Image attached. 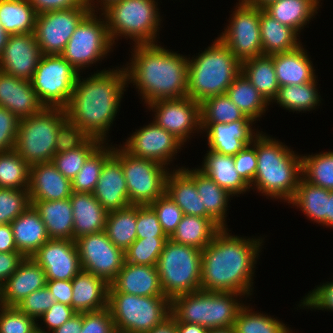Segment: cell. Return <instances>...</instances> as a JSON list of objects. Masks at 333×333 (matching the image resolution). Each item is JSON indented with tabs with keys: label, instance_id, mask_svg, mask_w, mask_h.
<instances>
[{
	"label": "cell",
	"instance_id": "cell-1",
	"mask_svg": "<svg viewBox=\"0 0 333 333\" xmlns=\"http://www.w3.org/2000/svg\"><path fill=\"white\" fill-rule=\"evenodd\" d=\"M221 228L201 254V290L251 295L254 264L263 243ZM261 240V241H260Z\"/></svg>",
	"mask_w": 333,
	"mask_h": 333
},
{
	"label": "cell",
	"instance_id": "cell-2",
	"mask_svg": "<svg viewBox=\"0 0 333 333\" xmlns=\"http://www.w3.org/2000/svg\"><path fill=\"white\" fill-rule=\"evenodd\" d=\"M80 78L78 75L73 94L64 108L67 119L91 138L105 143L127 85L126 70L124 67L103 70L87 79Z\"/></svg>",
	"mask_w": 333,
	"mask_h": 333
},
{
	"label": "cell",
	"instance_id": "cell-3",
	"mask_svg": "<svg viewBox=\"0 0 333 333\" xmlns=\"http://www.w3.org/2000/svg\"><path fill=\"white\" fill-rule=\"evenodd\" d=\"M132 62L124 67L146 104L187 96L188 58L158 44H134Z\"/></svg>",
	"mask_w": 333,
	"mask_h": 333
},
{
	"label": "cell",
	"instance_id": "cell-4",
	"mask_svg": "<svg viewBox=\"0 0 333 333\" xmlns=\"http://www.w3.org/2000/svg\"><path fill=\"white\" fill-rule=\"evenodd\" d=\"M256 154V175L250 188L256 186L257 191L268 197L289 202L302 177L301 155L262 132L256 136Z\"/></svg>",
	"mask_w": 333,
	"mask_h": 333
},
{
	"label": "cell",
	"instance_id": "cell-5",
	"mask_svg": "<svg viewBox=\"0 0 333 333\" xmlns=\"http://www.w3.org/2000/svg\"><path fill=\"white\" fill-rule=\"evenodd\" d=\"M198 55L188 58L187 96L201 103L226 93L241 72V62L219 38Z\"/></svg>",
	"mask_w": 333,
	"mask_h": 333
},
{
	"label": "cell",
	"instance_id": "cell-6",
	"mask_svg": "<svg viewBox=\"0 0 333 333\" xmlns=\"http://www.w3.org/2000/svg\"><path fill=\"white\" fill-rule=\"evenodd\" d=\"M235 296L242 294L204 290L185 293L171 300L170 315L175 322L199 324L207 329L231 327L244 306Z\"/></svg>",
	"mask_w": 333,
	"mask_h": 333
},
{
	"label": "cell",
	"instance_id": "cell-7",
	"mask_svg": "<svg viewBox=\"0 0 333 333\" xmlns=\"http://www.w3.org/2000/svg\"><path fill=\"white\" fill-rule=\"evenodd\" d=\"M155 0H120L111 3L102 12L109 36L114 43L123 35L134 44H155L161 19Z\"/></svg>",
	"mask_w": 333,
	"mask_h": 333
},
{
	"label": "cell",
	"instance_id": "cell-8",
	"mask_svg": "<svg viewBox=\"0 0 333 333\" xmlns=\"http://www.w3.org/2000/svg\"><path fill=\"white\" fill-rule=\"evenodd\" d=\"M202 250L168 239L156 264L165 297L201 290Z\"/></svg>",
	"mask_w": 333,
	"mask_h": 333
},
{
	"label": "cell",
	"instance_id": "cell-9",
	"mask_svg": "<svg viewBox=\"0 0 333 333\" xmlns=\"http://www.w3.org/2000/svg\"><path fill=\"white\" fill-rule=\"evenodd\" d=\"M67 119L64 108L45 107L19 120L14 150L29 165L51 162L56 154L58 128Z\"/></svg>",
	"mask_w": 333,
	"mask_h": 333
},
{
	"label": "cell",
	"instance_id": "cell-10",
	"mask_svg": "<svg viewBox=\"0 0 333 333\" xmlns=\"http://www.w3.org/2000/svg\"><path fill=\"white\" fill-rule=\"evenodd\" d=\"M108 308L117 331L146 333L170 316L171 301L165 296L108 292Z\"/></svg>",
	"mask_w": 333,
	"mask_h": 333
},
{
	"label": "cell",
	"instance_id": "cell-11",
	"mask_svg": "<svg viewBox=\"0 0 333 333\" xmlns=\"http://www.w3.org/2000/svg\"><path fill=\"white\" fill-rule=\"evenodd\" d=\"M119 147L113 154L121 161L130 204L150 205L165 193L169 171L154 160L135 157Z\"/></svg>",
	"mask_w": 333,
	"mask_h": 333
},
{
	"label": "cell",
	"instance_id": "cell-12",
	"mask_svg": "<svg viewBox=\"0 0 333 333\" xmlns=\"http://www.w3.org/2000/svg\"><path fill=\"white\" fill-rule=\"evenodd\" d=\"M79 72L61 55H42L30 80L45 107L65 108L73 94Z\"/></svg>",
	"mask_w": 333,
	"mask_h": 333
},
{
	"label": "cell",
	"instance_id": "cell-13",
	"mask_svg": "<svg viewBox=\"0 0 333 333\" xmlns=\"http://www.w3.org/2000/svg\"><path fill=\"white\" fill-rule=\"evenodd\" d=\"M113 44L105 18L98 19L90 12L78 24L61 56L79 72L104 58Z\"/></svg>",
	"mask_w": 333,
	"mask_h": 333
},
{
	"label": "cell",
	"instance_id": "cell-14",
	"mask_svg": "<svg viewBox=\"0 0 333 333\" xmlns=\"http://www.w3.org/2000/svg\"><path fill=\"white\" fill-rule=\"evenodd\" d=\"M238 6V7H237ZM233 11L230 24L219 38L242 63L247 59L263 55L260 34V8L243 0Z\"/></svg>",
	"mask_w": 333,
	"mask_h": 333
},
{
	"label": "cell",
	"instance_id": "cell-15",
	"mask_svg": "<svg viewBox=\"0 0 333 333\" xmlns=\"http://www.w3.org/2000/svg\"><path fill=\"white\" fill-rule=\"evenodd\" d=\"M91 12L75 7L37 14L34 35L44 55H61L78 24Z\"/></svg>",
	"mask_w": 333,
	"mask_h": 333
},
{
	"label": "cell",
	"instance_id": "cell-16",
	"mask_svg": "<svg viewBox=\"0 0 333 333\" xmlns=\"http://www.w3.org/2000/svg\"><path fill=\"white\" fill-rule=\"evenodd\" d=\"M74 241L82 270L110 284L123 267L124 251L111 242L105 231L83 235Z\"/></svg>",
	"mask_w": 333,
	"mask_h": 333
},
{
	"label": "cell",
	"instance_id": "cell-17",
	"mask_svg": "<svg viewBox=\"0 0 333 333\" xmlns=\"http://www.w3.org/2000/svg\"><path fill=\"white\" fill-rule=\"evenodd\" d=\"M147 106L156 112L154 122L183 144L193 131H201L200 103L188 96L158 100Z\"/></svg>",
	"mask_w": 333,
	"mask_h": 333
},
{
	"label": "cell",
	"instance_id": "cell-18",
	"mask_svg": "<svg viewBox=\"0 0 333 333\" xmlns=\"http://www.w3.org/2000/svg\"><path fill=\"white\" fill-rule=\"evenodd\" d=\"M131 137V138H130ZM123 148L131 155L168 165L183 143L154 121L130 136ZM168 162V163H167Z\"/></svg>",
	"mask_w": 333,
	"mask_h": 333
},
{
	"label": "cell",
	"instance_id": "cell-19",
	"mask_svg": "<svg viewBox=\"0 0 333 333\" xmlns=\"http://www.w3.org/2000/svg\"><path fill=\"white\" fill-rule=\"evenodd\" d=\"M31 258L44 269L46 280H72L82 270L73 240L49 239Z\"/></svg>",
	"mask_w": 333,
	"mask_h": 333
},
{
	"label": "cell",
	"instance_id": "cell-20",
	"mask_svg": "<svg viewBox=\"0 0 333 333\" xmlns=\"http://www.w3.org/2000/svg\"><path fill=\"white\" fill-rule=\"evenodd\" d=\"M42 55L34 32L11 34L0 54V70L30 81Z\"/></svg>",
	"mask_w": 333,
	"mask_h": 333
},
{
	"label": "cell",
	"instance_id": "cell-21",
	"mask_svg": "<svg viewBox=\"0 0 333 333\" xmlns=\"http://www.w3.org/2000/svg\"><path fill=\"white\" fill-rule=\"evenodd\" d=\"M253 122L245 116L231 123H201V130L207 132L209 150L235 156L245 146L252 144L258 135L252 130Z\"/></svg>",
	"mask_w": 333,
	"mask_h": 333
},
{
	"label": "cell",
	"instance_id": "cell-22",
	"mask_svg": "<svg viewBox=\"0 0 333 333\" xmlns=\"http://www.w3.org/2000/svg\"><path fill=\"white\" fill-rule=\"evenodd\" d=\"M0 106L8 109L19 119L33 116L45 108L30 81L1 70Z\"/></svg>",
	"mask_w": 333,
	"mask_h": 333
},
{
	"label": "cell",
	"instance_id": "cell-23",
	"mask_svg": "<svg viewBox=\"0 0 333 333\" xmlns=\"http://www.w3.org/2000/svg\"><path fill=\"white\" fill-rule=\"evenodd\" d=\"M46 286L44 269L25 257L17 270L0 286V305L16 306L32 292Z\"/></svg>",
	"mask_w": 333,
	"mask_h": 333
},
{
	"label": "cell",
	"instance_id": "cell-24",
	"mask_svg": "<svg viewBox=\"0 0 333 333\" xmlns=\"http://www.w3.org/2000/svg\"><path fill=\"white\" fill-rule=\"evenodd\" d=\"M108 292H122L137 296H165L156 265L124 262Z\"/></svg>",
	"mask_w": 333,
	"mask_h": 333
},
{
	"label": "cell",
	"instance_id": "cell-25",
	"mask_svg": "<svg viewBox=\"0 0 333 333\" xmlns=\"http://www.w3.org/2000/svg\"><path fill=\"white\" fill-rule=\"evenodd\" d=\"M93 195L108 212L131 205L122 164L114 154L105 161Z\"/></svg>",
	"mask_w": 333,
	"mask_h": 333
},
{
	"label": "cell",
	"instance_id": "cell-26",
	"mask_svg": "<svg viewBox=\"0 0 333 333\" xmlns=\"http://www.w3.org/2000/svg\"><path fill=\"white\" fill-rule=\"evenodd\" d=\"M28 192L30 200H64L71 196V181L52 162L37 163L30 166Z\"/></svg>",
	"mask_w": 333,
	"mask_h": 333
},
{
	"label": "cell",
	"instance_id": "cell-27",
	"mask_svg": "<svg viewBox=\"0 0 333 333\" xmlns=\"http://www.w3.org/2000/svg\"><path fill=\"white\" fill-rule=\"evenodd\" d=\"M109 284L101 277L81 270L72 279L71 307L77 313L93 312L108 307Z\"/></svg>",
	"mask_w": 333,
	"mask_h": 333
},
{
	"label": "cell",
	"instance_id": "cell-28",
	"mask_svg": "<svg viewBox=\"0 0 333 333\" xmlns=\"http://www.w3.org/2000/svg\"><path fill=\"white\" fill-rule=\"evenodd\" d=\"M73 241L83 235L105 231L108 211L97 201L93 193L72 191Z\"/></svg>",
	"mask_w": 333,
	"mask_h": 333
},
{
	"label": "cell",
	"instance_id": "cell-29",
	"mask_svg": "<svg viewBox=\"0 0 333 333\" xmlns=\"http://www.w3.org/2000/svg\"><path fill=\"white\" fill-rule=\"evenodd\" d=\"M10 226L17 250L24 257H31L50 239L44 222L32 205L16 217Z\"/></svg>",
	"mask_w": 333,
	"mask_h": 333
},
{
	"label": "cell",
	"instance_id": "cell-30",
	"mask_svg": "<svg viewBox=\"0 0 333 333\" xmlns=\"http://www.w3.org/2000/svg\"><path fill=\"white\" fill-rule=\"evenodd\" d=\"M168 173L166 190L171 199L180 207L184 215L205 217V207L195 184V169L179 168Z\"/></svg>",
	"mask_w": 333,
	"mask_h": 333
},
{
	"label": "cell",
	"instance_id": "cell-31",
	"mask_svg": "<svg viewBox=\"0 0 333 333\" xmlns=\"http://www.w3.org/2000/svg\"><path fill=\"white\" fill-rule=\"evenodd\" d=\"M303 46L289 52L273 54L279 87L308 83L316 79L313 64Z\"/></svg>",
	"mask_w": 333,
	"mask_h": 333
},
{
	"label": "cell",
	"instance_id": "cell-32",
	"mask_svg": "<svg viewBox=\"0 0 333 333\" xmlns=\"http://www.w3.org/2000/svg\"><path fill=\"white\" fill-rule=\"evenodd\" d=\"M39 213L50 239L73 240V209L70 199L45 201L30 200Z\"/></svg>",
	"mask_w": 333,
	"mask_h": 333
},
{
	"label": "cell",
	"instance_id": "cell-33",
	"mask_svg": "<svg viewBox=\"0 0 333 333\" xmlns=\"http://www.w3.org/2000/svg\"><path fill=\"white\" fill-rule=\"evenodd\" d=\"M202 168H198L203 174L224 188L230 195L243 194L250 186L236 171L233 156L222 155L214 151H207Z\"/></svg>",
	"mask_w": 333,
	"mask_h": 333
},
{
	"label": "cell",
	"instance_id": "cell-34",
	"mask_svg": "<svg viewBox=\"0 0 333 333\" xmlns=\"http://www.w3.org/2000/svg\"><path fill=\"white\" fill-rule=\"evenodd\" d=\"M260 34L263 55L289 52L298 48V34L293 28L281 24L260 8Z\"/></svg>",
	"mask_w": 333,
	"mask_h": 333
},
{
	"label": "cell",
	"instance_id": "cell-35",
	"mask_svg": "<svg viewBox=\"0 0 333 333\" xmlns=\"http://www.w3.org/2000/svg\"><path fill=\"white\" fill-rule=\"evenodd\" d=\"M320 0H276L263 9L281 24L300 32L315 15Z\"/></svg>",
	"mask_w": 333,
	"mask_h": 333
},
{
	"label": "cell",
	"instance_id": "cell-36",
	"mask_svg": "<svg viewBox=\"0 0 333 333\" xmlns=\"http://www.w3.org/2000/svg\"><path fill=\"white\" fill-rule=\"evenodd\" d=\"M241 73L247 77L269 104L277 97L279 85L276 79L273 55H262L243 61Z\"/></svg>",
	"mask_w": 333,
	"mask_h": 333
},
{
	"label": "cell",
	"instance_id": "cell-37",
	"mask_svg": "<svg viewBox=\"0 0 333 333\" xmlns=\"http://www.w3.org/2000/svg\"><path fill=\"white\" fill-rule=\"evenodd\" d=\"M195 184L202 207H205V218H211L221 228H227L225 224L226 208H228L229 197L232 195L197 168L195 169Z\"/></svg>",
	"mask_w": 333,
	"mask_h": 333
},
{
	"label": "cell",
	"instance_id": "cell-38",
	"mask_svg": "<svg viewBox=\"0 0 333 333\" xmlns=\"http://www.w3.org/2000/svg\"><path fill=\"white\" fill-rule=\"evenodd\" d=\"M220 229L221 227L211 218L184 215L169 239L203 250Z\"/></svg>",
	"mask_w": 333,
	"mask_h": 333
},
{
	"label": "cell",
	"instance_id": "cell-39",
	"mask_svg": "<svg viewBox=\"0 0 333 333\" xmlns=\"http://www.w3.org/2000/svg\"><path fill=\"white\" fill-rule=\"evenodd\" d=\"M330 190L300 178L294 197L288 202L300 208L312 221L326 226L327 195Z\"/></svg>",
	"mask_w": 333,
	"mask_h": 333
},
{
	"label": "cell",
	"instance_id": "cell-40",
	"mask_svg": "<svg viewBox=\"0 0 333 333\" xmlns=\"http://www.w3.org/2000/svg\"><path fill=\"white\" fill-rule=\"evenodd\" d=\"M36 16L28 0H0V24L9 35L34 32Z\"/></svg>",
	"mask_w": 333,
	"mask_h": 333
},
{
	"label": "cell",
	"instance_id": "cell-41",
	"mask_svg": "<svg viewBox=\"0 0 333 333\" xmlns=\"http://www.w3.org/2000/svg\"><path fill=\"white\" fill-rule=\"evenodd\" d=\"M229 99L250 119L257 118L266 111L269 103L250 83L243 73H239L226 91Z\"/></svg>",
	"mask_w": 333,
	"mask_h": 333
},
{
	"label": "cell",
	"instance_id": "cell-42",
	"mask_svg": "<svg viewBox=\"0 0 333 333\" xmlns=\"http://www.w3.org/2000/svg\"><path fill=\"white\" fill-rule=\"evenodd\" d=\"M137 205L110 211L105 232L111 242L125 251L136 239Z\"/></svg>",
	"mask_w": 333,
	"mask_h": 333
},
{
	"label": "cell",
	"instance_id": "cell-43",
	"mask_svg": "<svg viewBox=\"0 0 333 333\" xmlns=\"http://www.w3.org/2000/svg\"><path fill=\"white\" fill-rule=\"evenodd\" d=\"M316 83L315 79L308 83L281 86L274 100L289 111L301 112L315 109V106L321 101Z\"/></svg>",
	"mask_w": 333,
	"mask_h": 333
},
{
	"label": "cell",
	"instance_id": "cell-44",
	"mask_svg": "<svg viewBox=\"0 0 333 333\" xmlns=\"http://www.w3.org/2000/svg\"><path fill=\"white\" fill-rule=\"evenodd\" d=\"M101 145L84 163L71 180V189L79 193H93L105 161L113 154L114 147ZM110 148V149H109Z\"/></svg>",
	"mask_w": 333,
	"mask_h": 333
},
{
	"label": "cell",
	"instance_id": "cell-45",
	"mask_svg": "<svg viewBox=\"0 0 333 333\" xmlns=\"http://www.w3.org/2000/svg\"><path fill=\"white\" fill-rule=\"evenodd\" d=\"M301 174L310 184L333 190V152L301 156Z\"/></svg>",
	"mask_w": 333,
	"mask_h": 333
},
{
	"label": "cell",
	"instance_id": "cell-46",
	"mask_svg": "<svg viewBox=\"0 0 333 333\" xmlns=\"http://www.w3.org/2000/svg\"><path fill=\"white\" fill-rule=\"evenodd\" d=\"M30 166L15 150L0 152V188L28 189Z\"/></svg>",
	"mask_w": 333,
	"mask_h": 333
},
{
	"label": "cell",
	"instance_id": "cell-47",
	"mask_svg": "<svg viewBox=\"0 0 333 333\" xmlns=\"http://www.w3.org/2000/svg\"><path fill=\"white\" fill-rule=\"evenodd\" d=\"M235 333H292L283 322L268 315L254 313L249 306H243L233 325Z\"/></svg>",
	"mask_w": 333,
	"mask_h": 333
},
{
	"label": "cell",
	"instance_id": "cell-48",
	"mask_svg": "<svg viewBox=\"0 0 333 333\" xmlns=\"http://www.w3.org/2000/svg\"><path fill=\"white\" fill-rule=\"evenodd\" d=\"M200 115L201 123H231L246 116L226 93L203 100L200 103Z\"/></svg>",
	"mask_w": 333,
	"mask_h": 333
},
{
	"label": "cell",
	"instance_id": "cell-49",
	"mask_svg": "<svg viewBox=\"0 0 333 333\" xmlns=\"http://www.w3.org/2000/svg\"><path fill=\"white\" fill-rule=\"evenodd\" d=\"M102 141L90 138L81 147L55 154L51 162L70 181L76 176L86 160L102 145Z\"/></svg>",
	"mask_w": 333,
	"mask_h": 333
},
{
	"label": "cell",
	"instance_id": "cell-50",
	"mask_svg": "<svg viewBox=\"0 0 333 333\" xmlns=\"http://www.w3.org/2000/svg\"><path fill=\"white\" fill-rule=\"evenodd\" d=\"M168 237L136 239L125 251V262L156 265Z\"/></svg>",
	"mask_w": 333,
	"mask_h": 333
},
{
	"label": "cell",
	"instance_id": "cell-51",
	"mask_svg": "<svg viewBox=\"0 0 333 333\" xmlns=\"http://www.w3.org/2000/svg\"><path fill=\"white\" fill-rule=\"evenodd\" d=\"M30 205L28 189L0 188V224H10Z\"/></svg>",
	"mask_w": 333,
	"mask_h": 333
},
{
	"label": "cell",
	"instance_id": "cell-52",
	"mask_svg": "<svg viewBox=\"0 0 333 333\" xmlns=\"http://www.w3.org/2000/svg\"><path fill=\"white\" fill-rule=\"evenodd\" d=\"M150 206L157 214L163 232L170 238L184 216L183 211L166 193L153 201Z\"/></svg>",
	"mask_w": 333,
	"mask_h": 333
},
{
	"label": "cell",
	"instance_id": "cell-53",
	"mask_svg": "<svg viewBox=\"0 0 333 333\" xmlns=\"http://www.w3.org/2000/svg\"><path fill=\"white\" fill-rule=\"evenodd\" d=\"M0 307V333H32L37 328V320L22 313L16 306Z\"/></svg>",
	"mask_w": 333,
	"mask_h": 333
},
{
	"label": "cell",
	"instance_id": "cell-54",
	"mask_svg": "<svg viewBox=\"0 0 333 333\" xmlns=\"http://www.w3.org/2000/svg\"><path fill=\"white\" fill-rule=\"evenodd\" d=\"M91 137L78 125L66 119L58 128L56 154L75 150L84 145Z\"/></svg>",
	"mask_w": 333,
	"mask_h": 333
},
{
	"label": "cell",
	"instance_id": "cell-55",
	"mask_svg": "<svg viewBox=\"0 0 333 333\" xmlns=\"http://www.w3.org/2000/svg\"><path fill=\"white\" fill-rule=\"evenodd\" d=\"M55 303L54 296L47 286L25 297L16 307L24 314L37 320ZM37 318V319H36Z\"/></svg>",
	"mask_w": 333,
	"mask_h": 333
},
{
	"label": "cell",
	"instance_id": "cell-56",
	"mask_svg": "<svg viewBox=\"0 0 333 333\" xmlns=\"http://www.w3.org/2000/svg\"><path fill=\"white\" fill-rule=\"evenodd\" d=\"M137 239L167 237L150 205H137Z\"/></svg>",
	"mask_w": 333,
	"mask_h": 333
},
{
	"label": "cell",
	"instance_id": "cell-57",
	"mask_svg": "<svg viewBox=\"0 0 333 333\" xmlns=\"http://www.w3.org/2000/svg\"><path fill=\"white\" fill-rule=\"evenodd\" d=\"M233 160L236 171L250 186L253 183L257 169L256 137L252 144L245 146L233 156Z\"/></svg>",
	"mask_w": 333,
	"mask_h": 333
},
{
	"label": "cell",
	"instance_id": "cell-58",
	"mask_svg": "<svg viewBox=\"0 0 333 333\" xmlns=\"http://www.w3.org/2000/svg\"><path fill=\"white\" fill-rule=\"evenodd\" d=\"M115 325L109 308L83 312V325L80 333H114Z\"/></svg>",
	"mask_w": 333,
	"mask_h": 333
},
{
	"label": "cell",
	"instance_id": "cell-59",
	"mask_svg": "<svg viewBox=\"0 0 333 333\" xmlns=\"http://www.w3.org/2000/svg\"><path fill=\"white\" fill-rule=\"evenodd\" d=\"M19 120L8 109L0 106V152L14 150Z\"/></svg>",
	"mask_w": 333,
	"mask_h": 333
},
{
	"label": "cell",
	"instance_id": "cell-60",
	"mask_svg": "<svg viewBox=\"0 0 333 333\" xmlns=\"http://www.w3.org/2000/svg\"><path fill=\"white\" fill-rule=\"evenodd\" d=\"M300 306L318 309V310H332L333 311V282H327L322 286L316 287L301 300Z\"/></svg>",
	"mask_w": 333,
	"mask_h": 333
},
{
	"label": "cell",
	"instance_id": "cell-61",
	"mask_svg": "<svg viewBox=\"0 0 333 333\" xmlns=\"http://www.w3.org/2000/svg\"><path fill=\"white\" fill-rule=\"evenodd\" d=\"M76 313L77 312L71 306L55 302L48 311L43 313L40 319H43L47 329L49 328V330L54 331Z\"/></svg>",
	"mask_w": 333,
	"mask_h": 333
},
{
	"label": "cell",
	"instance_id": "cell-62",
	"mask_svg": "<svg viewBox=\"0 0 333 333\" xmlns=\"http://www.w3.org/2000/svg\"><path fill=\"white\" fill-rule=\"evenodd\" d=\"M36 14L75 7H89L87 0H28Z\"/></svg>",
	"mask_w": 333,
	"mask_h": 333
},
{
	"label": "cell",
	"instance_id": "cell-63",
	"mask_svg": "<svg viewBox=\"0 0 333 333\" xmlns=\"http://www.w3.org/2000/svg\"><path fill=\"white\" fill-rule=\"evenodd\" d=\"M24 258L20 252H0V286L17 270Z\"/></svg>",
	"mask_w": 333,
	"mask_h": 333
},
{
	"label": "cell",
	"instance_id": "cell-64",
	"mask_svg": "<svg viewBox=\"0 0 333 333\" xmlns=\"http://www.w3.org/2000/svg\"><path fill=\"white\" fill-rule=\"evenodd\" d=\"M46 286L54 296L55 302L71 306L72 280H46Z\"/></svg>",
	"mask_w": 333,
	"mask_h": 333
},
{
	"label": "cell",
	"instance_id": "cell-65",
	"mask_svg": "<svg viewBox=\"0 0 333 333\" xmlns=\"http://www.w3.org/2000/svg\"><path fill=\"white\" fill-rule=\"evenodd\" d=\"M0 252H18L10 224H0Z\"/></svg>",
	"mask_w": 333,
	"mask_h": 333
},
{
	"label": "cell",
	"instance_id": "cell-66",
	"mask_svg": "<svg viewBox=\"0 0 333 333\" xmlns=\"http://www.w3.org/2000/svg\"><path fill=\"white\" fill-rule=\"evenodd\" d=\"M83 325V313H76L52 333H80Z\"/></svg>",
	"mask_w": 333,
	"mask_h": 333
},
{
	"label": "cell",
	"instance_id": "cell-67",
	"mask_svg": "<svg viewBox=\"0 0 333 333\" xmlns=\"http://www.w3.org/2000/svg\"><path fill=\"white\" fill-rule=\"evenodd\" d=\"M146 333H177V327L174 318L170 315L161 324L154 327Z\"/></svg>",
	"mask_w": 333,
	"mask_h": 333
},
{
	"label": "cell",
	"instance_id": "cell-68",
	"mask_svg": "<svg viewBox=\"0 0 333 333\" xmlns=\"http://www.w3.org/2000/svg\"><path fill=\"white\" fill-rule=\"evenodd\" d=\"M177 333H207L208 329L199 324H190L185 322H175Z\"/></svg>",
	"mask_w": 333,
	"mask_h": 333
},
{
	"label": "cell",
	"instance_id": "cell-69",
	"mask_svg": "<svg viewBox=\"0 0 333 333\" xmlns=\"http://www.w3.org/2000/svg\"><path fill=\"white\" fill-rule=\"evenodd\" d=\"M326 226L333 227V190L327 195Z\"/></svg>",
	"mask_w": 333,
	"mask_h": 333
},
{
	"label": "cell",
	"instance_id": "cell-70",
	"mask_svg": "<svg viewBox=\"0 0 333 333\" xmlns=\"http://www.w3.org/2000/svg\"><path fill=\"white\" fill-rule=\"evenodd\" d=\"M94 0H87V5L89 6V9L91 10V12H95L94 8H95V3L93 2ZM102 1V2H101ZM120 0H99L98 2H100V6L102 5V7L100 8L101 11H103L106 7H108L111 3L117 2ZM92 3V4H91ZM94 3V4H93Z\"/></svg>",
	"mask_w": 333,
	"mask_h": 333
},
{
	"label": "cell",
	"instance_id": "cell-71",
	"mask_svg": "<svg viewBox=\"0 0 333 333\" xmlns=\"http://www.w3.org/2000/svg\"><path fill=\"white\" fill-rule=\"evenodd\" d=\"M243 1L249 5L263 9L269 3L276 1V0H243Z\"/></svg>",
	"mask_w": 333,
	"mask_h": 333
},
{
	"label": "cell",
	"instance_id": "cell-72",
	"mask_svg": "<svg viewBox=\"0 0 333 333\" xmlns=\"http://www.w3.org/2000/svg\"><path fill=\"white\" fill-rule=\"evenodd\" d=\"M9 34L4 30L3 26L0 24V54L7 44Z\"/></svg>",
	"mask_w": 333,
	"mask_h": 333
},
{
	"label": "cell",
	"instance_id": "cell-73",
	"mask_svg": "<svg viewBox=\"0 0 333 333\" xmlns=\"http://www.w3.org/2000/svg\"><path fill=\"white\" fill-rule=\"evenodd\" d=\"M207 333H235V331L233 326H231V327L208 329Z\"/></svg>",
	"mask_w": 333,
	"mask_h": 333
},
{
	"label": "cell",
	"instance_id": "cell-74",
	"mask_svg": "<svg viewBox=\"0 0 333 333\" xmlns=\"http://www.w3.org/2000/svg\"><path fill=\"white\" fill-rule=\"evenodd\" d=\"M39 325H37V328L32 333H51L49 330L48 332L45 331V329H41Z\"/></svg>",
	"mask_w": 333,
	"mask_h": 333
},
{
	"label": "cell",
	"instance_id": "cell-75",
	"mask_svg": "<svg viewBox=\"0 0 333 333\" xmlns=\"http://www.w3.org/2000/svg\"><path fill=\"white\" fill-rule=\"evenodd\" d=\"M114 333H126V332H122V331H117V330H115Z\"/></svg>",
	"mask_w": 333,
	"mask_h": 333
}]
</instances>
